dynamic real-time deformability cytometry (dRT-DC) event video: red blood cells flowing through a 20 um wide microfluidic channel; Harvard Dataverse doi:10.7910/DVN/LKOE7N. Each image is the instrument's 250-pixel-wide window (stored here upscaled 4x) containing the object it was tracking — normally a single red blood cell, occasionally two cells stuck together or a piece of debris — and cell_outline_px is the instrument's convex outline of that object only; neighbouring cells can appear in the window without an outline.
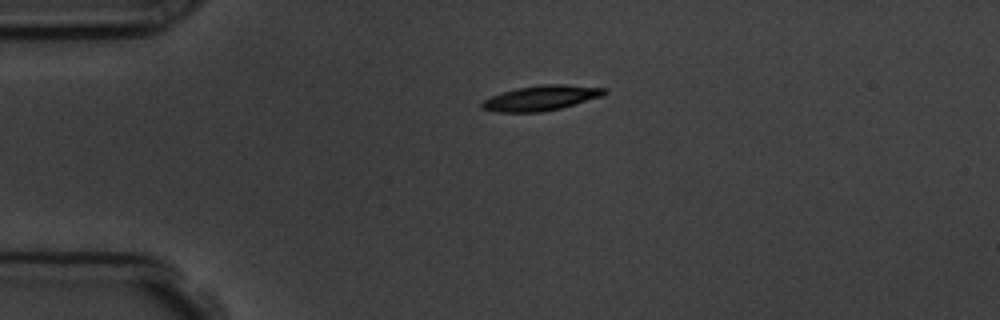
{"species": "common noctule bat (a hibernating species)", "species_latin": "Nyctalus noctula", "temperature_condition": "room temperature", "stored_images_in_passage": 3, "camera_frame_rate_fps": 3000, "um_per_image_px": 0.085, "animal": {"sex": "male", "body_mass_g": 19.5, "forearm_length_mm": 54.6}, "frame": {"image": 1, "passage_image": 1, "time_ms": 0.0, "image_size_px": [1000, 320], "cell_outline_px": [[608, 92], [604, 96], [560, 108], [540, 112], [500, 112], [480, 108], [480, 104], [484, 100], [492, 96], [516, 88], [540, 84], [564, 84], [608, 88]], "centroid_in_image_um": [46.04, 8.32], "position_along_channel_um": 39.0, "area_um2": 17.92}}